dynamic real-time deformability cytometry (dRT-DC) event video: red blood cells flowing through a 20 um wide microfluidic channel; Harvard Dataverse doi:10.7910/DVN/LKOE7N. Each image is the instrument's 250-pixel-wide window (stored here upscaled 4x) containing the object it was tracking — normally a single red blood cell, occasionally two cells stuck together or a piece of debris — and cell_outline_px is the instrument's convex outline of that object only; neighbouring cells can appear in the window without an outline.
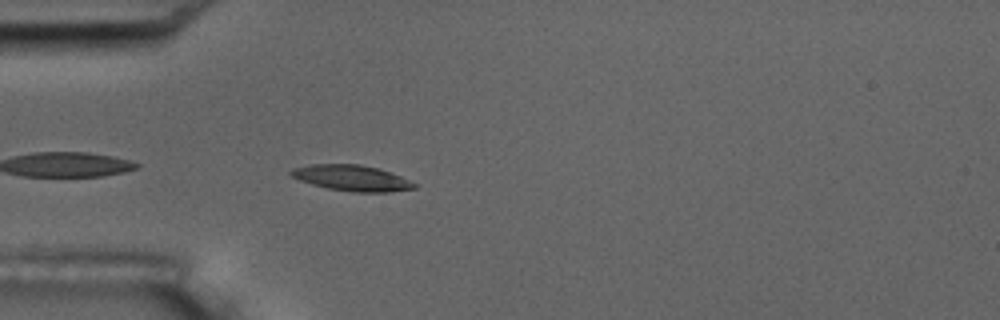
{"species": "common noctule bat (a hibernating species)", "species_latin": "Nyctalus noctula", "temperature_condition": "room temperature", "stored_images_in_passage": 5, "camera_frame_rate_fps": 3000, "um_per_image_px": 0.085, "animal": {"sex": "male", "body_mass_g": 17.5, "forearm_length_mm": 52.3}, "frame": {"image": 1, "passage_image": 5, "time_ms": 4.667, "image_size_px": [1000, 320], "cell_outline_px": [[416, 188], [388, 192], [352, 192], [328, 188], [312, 184], [300, 180], [292, 176], [288, 172], [296, 168], [312, 164], [360, 164], [376, 168], [400, 176], [416, 184]], "centroid_in_image_um": [29.9, 15.13], "position_along_channel_um": 55.1, "area_um2": 18.21}}